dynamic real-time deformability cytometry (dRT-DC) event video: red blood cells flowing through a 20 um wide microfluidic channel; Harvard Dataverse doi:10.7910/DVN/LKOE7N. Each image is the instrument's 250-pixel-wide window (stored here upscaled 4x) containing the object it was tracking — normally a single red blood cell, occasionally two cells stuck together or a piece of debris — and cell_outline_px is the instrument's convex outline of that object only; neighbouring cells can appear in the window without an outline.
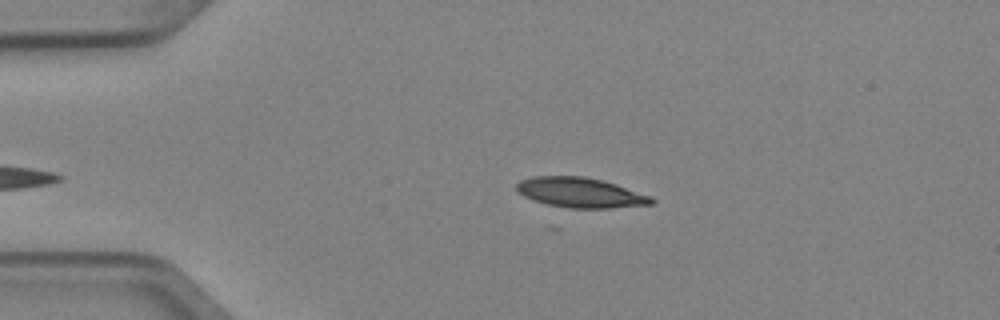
{"species": "Egyptian fruit bat (a non-hibernating species)", "species_latin": "Rousettus aegyptiacus", "temperature_condition": "cold", "stored_images_in_passage": 4, "camera_frame_rate_fps": 3000, "um_per_image_px": 0.085, "animal": {"sex": "female"}, "frame": {"image": 1, "passage_image": 4, "time_ms": 1.0, "image_size_px": [1000, 320], "cell_outline_px": [[656, 200], [652, 204], [612, 208], [568, 208], [548, 204], [532, 200], [516, 192], [516, 184], [520, 180], [532, 176], [584, 176], [604, 180], [652, 196]], "centroid_in_image_um": [49.33, 16.37], "position_along_channel_um": 35.7, "area_um2": 23.81}}